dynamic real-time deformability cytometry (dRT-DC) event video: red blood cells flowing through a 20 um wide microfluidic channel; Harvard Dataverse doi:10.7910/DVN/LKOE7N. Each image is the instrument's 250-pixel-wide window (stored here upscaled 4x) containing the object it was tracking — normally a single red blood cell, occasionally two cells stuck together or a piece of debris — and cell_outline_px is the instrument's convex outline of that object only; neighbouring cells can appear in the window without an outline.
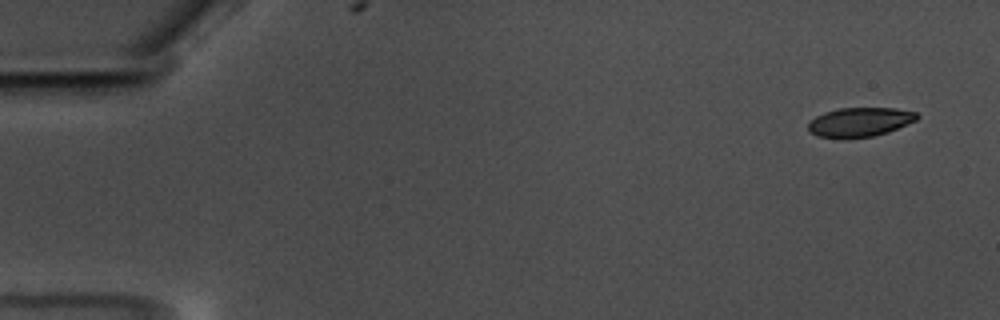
{"species": "common noctule bat (a hibernating species)", "species_latin": "Nyctalus noctula", "temperature_condition": "warm", "stored_images_in_passage": 55, "camera_frame_rate_fps": 3000, "um_per_image_px": 0.085, "animal": {"sex": "male", "body_mass_g": 17.5, "forearm_length_mm": 52.3}, "frame": {"image": 1, "passage_image": 1, "time_ms": 0.0, "image_size_px": [1000, 320], "cell_outline_px": [[920, 116], [916, 120], [888, 132], [872, 136], [840, 140], [816, 136], [808, 132], [808, 124], [816, 116], [824, 112], [840, 108], [896, 108], [916, 112]], "centroid_in_image_um": [73.04, 10.4], "position_along_channel_um": 12.0, "area_um2": 18.84}}
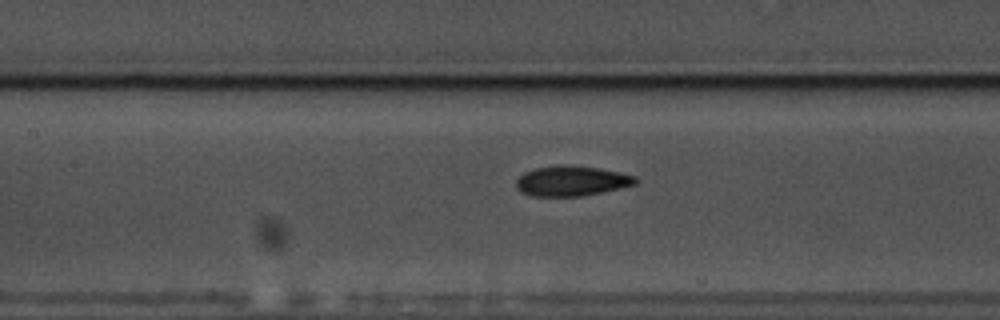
{"frame": {"image": 2, "passage_image": 25, "time_ms": 8.0, "image_size_px": [1000, 320], "cell_outline_px": [[636, 184], [600, 192], [580, 196], [532, 196], [520, 192], [516, 188], [516, 180], [524, 172], [536, 168], [556, 164], [564, 164], [596, 168], [620, 172], [636, 176]], "centroid_in_image_um": [48.53, 15.37], "position_along_channel_um": 158.9, "area_um2": 20.87}}
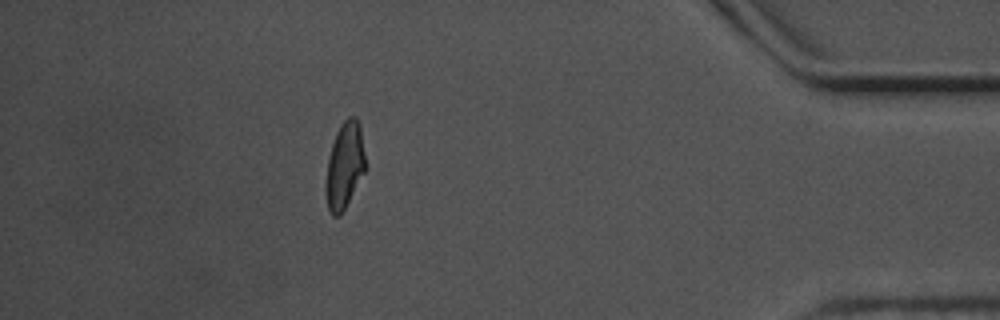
{"frame": {"image": 3, "passage_image": 50, "time_ms": 16.333, "image_size_px": [1000, 320], "cell_outline_px": [[368, 168], [340, 216], [332, 216], [328, 208], [324, 192], [324, 184], [328, 156], [336, 132], [340, 124], [348, 116], [356, 116], [360, 124]], "centroid_in_image_um": [29.3, 14.07], "position_along_channel_um": 405.9, "area_um2": 20.75}}